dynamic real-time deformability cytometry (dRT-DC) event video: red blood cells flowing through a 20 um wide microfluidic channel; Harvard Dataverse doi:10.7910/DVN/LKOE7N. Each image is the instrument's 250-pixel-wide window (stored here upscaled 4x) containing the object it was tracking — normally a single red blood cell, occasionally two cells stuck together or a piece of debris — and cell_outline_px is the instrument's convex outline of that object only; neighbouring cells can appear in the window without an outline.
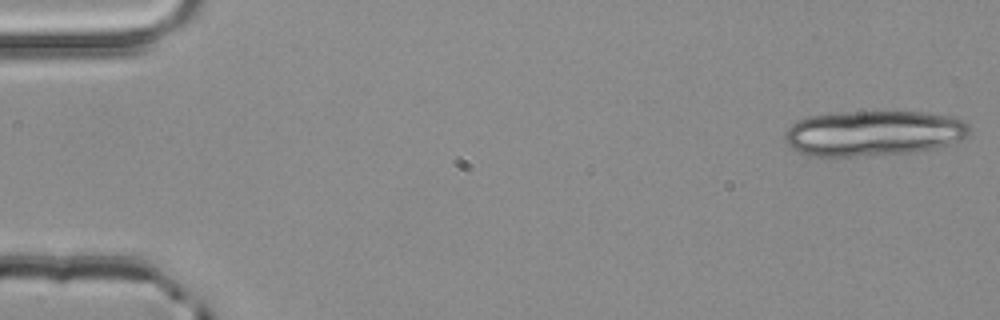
{"species": "common noctule bat (a hibernating species)", "species_latin": "Nyctalus noctula", "temperature_condition": "room temperature", "stored_images_in_passage": 4, "camera_frame_rate_fps": 3000, "um_per_image_px": 0.085, "animal": {"sex": "male", "body_mass_g": 20.4}, "frame": {"image": 1, "passage_image": 1, "time_ms": 0.0, "image_size_px": [1000, 320], "cell_outline_px": [[972, 132], [968, 136], [960, 140], [936, 148], [916, 152], [884, 156], [832, 160], [812, 156], [800, 152], [792, 148], [784, 140], [784, 132], [792, 124], [808, 116], [840, 112], [924, 112], [948, 116], [960, 120], [968, 124]], "centroid_in_image_um": [74.2, 11.38], "position_along_channel_um": 10.8, "area_um2": 50.29}}